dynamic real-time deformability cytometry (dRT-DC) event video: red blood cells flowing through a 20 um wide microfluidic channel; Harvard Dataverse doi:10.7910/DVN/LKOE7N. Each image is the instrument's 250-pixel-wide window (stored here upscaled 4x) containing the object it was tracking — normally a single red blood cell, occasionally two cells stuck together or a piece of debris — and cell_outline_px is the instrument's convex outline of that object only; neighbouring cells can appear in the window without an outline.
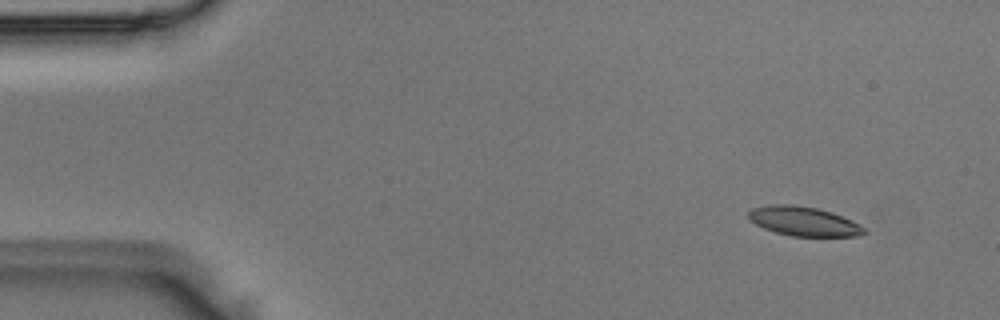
{"species": "Egyptian fruit bat (a non-hibernating species)", "species_latin": "Rousettus aegyptiacus", "temperature_condition": "room temperature", "stored_images_in_passage": 5, "camera_frame_rate_fps": 3000, "um_per_image_px": 0.085, "animal": {"sex": "male"}, "frame": {"image": 1, "passage_image": 1, "time_ms": 0.0, "image_size_px": [1000, 320], "cell_outline_px": [[868, 232], [860, 236], [792, 236], [776, 232], [764, 228], [756, 224], [748, 216], [748, 212], [752, 208], [772, 204], [792, 204], [816, 208], [832, 212], [852, 220], [860, 224]], "centroid_in_image_um": [68.35, 18.81], "position_along_channel_um": 16.7, "area_um2": 19.71}}
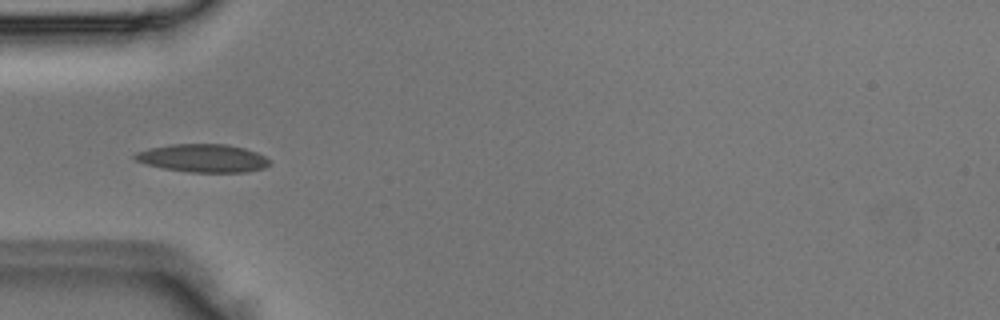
{"frame": {"image": 2, "passage_image": 4, "time_ms": 1.0, "image_size_px": [1000, 320], "cell_outline_px": [[272, 164], [264, 168], [244, 172], [188, 172], [164, 168], [148, 164], [136, 160], [132, 156], [136, 152], [148, 148], [172, 144], [228, 144], [244, 148], [256, 152], [272, 160]], "centroid_in_image_um": [17.29, 13.44], "position_along_channel_um": 67.7, "area_um2": 22.08}}
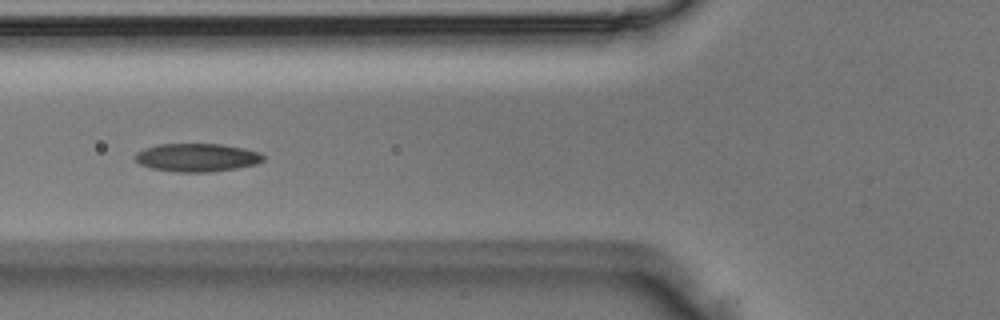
{"frame": {"image": 3, "passage_image": 5, "time_ms": 1.333, "image_size_px": [1000, 320], "cell_outline_px": [[264, 160], [256, 164], [236, 168], [208, 172], [180, 172], [152, 168], [140, 164], [132, 156], [136, 152], [144, 148], [160, 144], [220, 144], [244, 148], [260, 152], [264, 156]], "centroid_in_image_um": [16.73, 13.38], "position_along_channel_um": 109.1, "area_um2": 21.04}}